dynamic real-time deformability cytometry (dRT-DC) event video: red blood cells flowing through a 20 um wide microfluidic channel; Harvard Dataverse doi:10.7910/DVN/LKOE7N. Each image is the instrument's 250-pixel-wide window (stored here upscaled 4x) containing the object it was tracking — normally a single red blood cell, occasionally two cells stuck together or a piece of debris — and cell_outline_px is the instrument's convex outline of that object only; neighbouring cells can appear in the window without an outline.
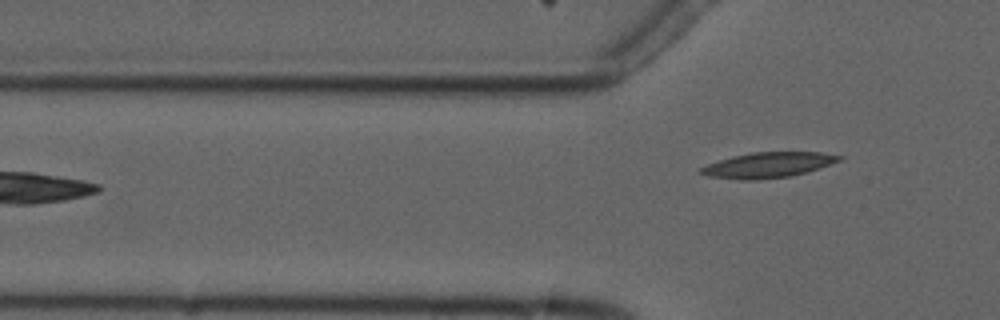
{"species": "common noctule bat (a hibernating species)", "species_latin": "Nyctalus noctula", "temperature_condition": "cold", "stored_images_in_passage": 5, "camera_frame_rate_fps": 3000, "um_per_image_px": 0.085, "animal": {"sex": "male", "forearm_length_mm": 52.5}, "frame": {"image": 1, "passage_image": 5, "time_ms": 5.667, "image_size_px": [1000, 320], "cell_outline_px": [[844, 156], [840, 160], [808, 172], [792, 176], [748, 180], [744, 180], [708, 176], [696, 172], [700, 168], [708, 164], [732, 156], [752, 152], [824, 152]], "centroid_in_image_um": [65.29, 14.02], "position_along_channel_um": 60.5, "area_um2": 20.4}}